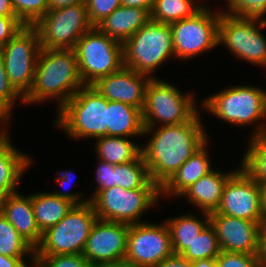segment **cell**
<instances>
[{"instance_id":"obj_22","label":"cell","mask_w":266,"mask_h":267,"mask_svg":"<svg viewBox=\"0 0 266 267\" xmlns=\"http://www.w3.org/2000/svg\"><path fill=\"white\" fill-rule=\"evenodd\" d=\"M150 19L151 14L145 9L119 6L96 27L102 33L123 44Z\"/></svg>"},{"instance_id":"obj_6","label":"cell","mask_w":266,"mask_h":267,"mask_svg":"<svg viewBox=\"0 0 266 267\" xmlns=\"http://www.w3.org/2000/svg\"><path fill=\"white\" fill-rule=\"evenodd\" d=\"M194 96L182 93L168 81L151 78L146 86L142 109L144 128L190 122L199 113Z\"/></svg>"},{"instance_id":"obj_18","label":"cell","mask_w":266,"mask_h":267,"mask_svg":"<svg viewBox=\"0 0 266 267\" xmlns=\"http://www.w3.org/2000/svg\"><path fill=\"white\" fill-rule=\"evenodd\" d=\"M150 80L148 75L123 66L119 71L100 78L92 86L109 101L122 102L142 110Z\"/></svg>"},{"instance_id":"obj_49","label":"cell","mask_w":266,"mask_h":267,"mask_svg":"<svg viewBox=\"0 0 266 267\" xmlns=\"http://www.w3.org/2000/svg\"><path fill=\"white\" fill-rule=\"evenodd\" d=\"M94 267H136L129 263L128 261L121 260V261H116V262H111V263H102V264H96Z\"/></svg>"},{"instance_id":"obj_46","label":"cell","mask_w":266,"mask_h":267,"mask_svg":"<svg viewBox=\"0 0 266 267\" xmlns=\"http://www.w3.org/2000/svg\"><path fill=\"white\" fill-rule=\"evenodd\" d=\"M0 16H16L11 0H0Z\"/></svg>"},{"instance_id":"obj_42","label":"cell","mask_w":266,"mask_h":267,"mask_svg":"<svg viewBox=\"0 0 266 267\" xmlns=\"http://www.w3.org/2000/svg\"><path fill=\"white\" fill-rule=\"evenodd\" d=\"M156 267H192V262L184 258L182 255L173 254L165 258Z\"/></svg>"},{"instance_id":"obj_52","label":"cell","mask_w":266,"mask_h":267,"mask_svg":"<svg viewBox=\"0 0 266 267\" xmlns=\"http://www.w3.org/2000/svg\"><path fill=\"white\" fill-rule=\"evenodd\" d=\"M9 123L10 122H0V140L3 139L8 134L9 130L7 128L8 126H6V125Z\"/></svg>"},{"instance_id":"obj_16","label":"cell","mask_w":266,"mask_h":267,"mask_svg":"<svg viewBox=\"0 0 266 267\" xmlns=\"http://www.w3.org/2000/svg\"><path fill=\"white\" fill-rule=\"evenodd\" d=\"M129 225L97 219L82 255L93 265L125 259Z\"/></svg>"},{"instance_id":"obj_47","label":"cell","mask_w":266,"mask_h":267,"mask_svg":"<svg viewBox=\"0 0 266 267\" xmlns=\"http://www.w3.org/2000/svg\"><path fill=\"white\" fill-rule=\"evenodd\" d=\"M85 0H48L49 8L56 9L59 7H65L76 3L84 2Z\"/></svg>"},{"instance_id":"obj_21","label":"cell","mask_w":266,"mask_h":267,"mask_svg":"<svg viewBox=\"0 0 266 267\" xmlns=\"http://www.w3.org/2000/svg\"><path fill=\"white\" fill-rule=\"evenodd\" d=\"M208 142L209 140L160 188V198H179L187 188L214 169L208 154Z\"/></svg>"},{"instance_id":"obj_31","label":"cell","mask_w":266,"mask_h":267,"mask_svg":"<svg viewBox=\"0 0 266 267\" xmlns=\"http://www.w3.org/2000/svg\"><path fill=\"white\" fill-rule=\"evenodd\" d=\"M116 186L124 189L143 188L151 179L142 154L133 161L114 165Z\"/></svg>"},{"instance_id":"obj_36","label":"cell","mask_w":266,"mask_h":267,"mask_svg":"<svg viewBox=\"0 0 266 267\" xmlns=\"http://www.w3.org/2000/svg\"><path fill=\"white\" fill-rule=\"evenodd\" d=\"M37 267H94L82 254L35 255Z\"/></svg>"},{"instance_id":"obj_20","label":"cell","mask_w":266,"mask_h":267,"mask_svg":"<svg viewBox=\"0 0 266 267\" xmlns=\"http://www.w3.org/2000/svg\"><path fill=\"white\" fill-rule=\"evenodd\" d=\"M1 213L34 249L40 244L42 233L34 216L31 194L11 193Z\"/></svg>"},{"instance_id":"obj_38","label":"cell","mask_w":266,"mask_h":267,"mask_svg":"<svg viewBox=\"0 0 266 267\" xmlns=\"http://www.w3.org/2000/svg\"><path fill=\"white\" fill-rule=\"evenodd\" d=\"M216 260L219 267H260L258 254L221 251Z\"/></svg>"},{"instance_id":"obj_27","label":"cell","mask_w":266,"mask_h":267,"mask_svg":"<svg viewBox=\"0 0 266 267\" xmlns=\"http://www.w3.org/2000/svg\"><path fill=\"white\" fill-rule=\"evenodd\" d=\"M95 141L97 158L113 165L136 160L142 154V146L129 137L102 136Z\"/></svg>"},{"instance_id":"obj_9","label":"cell","mask_w":266,"mask_h":267,"mask_svg":"<svg viewBox=\"0 0 266 267\" xmlns=\"http://www.w3.org/2000/svg\"><path fill=\"white\" fill-rule=\"evenodd\" d=\"M74 51L84 85H93L123 67L122 44L96 26L77 41Z\"/></svg>"},{"instance_id":"obj_37","label":"cell","mask_w":266,"mask_h":267,"mask_svg":"<svg viewBox=\"0 0 266 267\" xmlns=\"http://www.w3.org/2000/svg\"><path fill=\"white\" fill-rule=\"evenodd\" d=\"M90 23L96 26L115 9L121 6V0H85Z\"/></svg>"},{"instance_id":"obj_14","label":"cell","mask_w":266,"mask_h":267,"mask_svg":"<svg viewBox=\"0 0 266 267\" xmlns=\"http://www.w3.org/2000/svg\"><path fill=\"white\" fill-rule=\"evenodd\" d=\"M173 254L170 231L165 221L129 225L125 260L132 265L156 267Z\"/></svg>"},{"instance_id":"obj_26","label":"cell","mask_w":266,"mask_h":267,"mask_svg":"<svg viewBox=\"0 0 266 267\" xmlns=\"http://www.w3.org/2000/svg\"><path fill=\"white\" fill-rule=\"evenodd\" d=\"M36 223L41 233L57 224L74 206L69 200L51 192L31 194Z\"/></svg>"},{"instance_id":"obj_11","label":"cell","mask_w":266,"mask_h":267,"mask_svg":"<svg viewBox=\"0 0 266 267\" xmlns=\"http://www.w3.org/2000/svg\"><path fill=\"white\" fill-rule=\"evenodd\" d=\"M220 14L221 9L215 12L205 5L194 16L170 24L175 58L187 61L219 47Z\"/></svg>"},{"instance_id":"obj_39","label":"cell","mask_w":266,"mask_h":267,"mask_svg":"<svg viewBox=\"0 0 266 267\" xmlns=\"http://www.w3.org/2000/svg\"><path fill=\"white\" fill-rule=\"evenodd\" d=\"M99 160V165L96 169V188L94 187L93 194L90 195V199L92 200L101 190L108 189L113 186H116L115 182V168L113 164H110L108 162Z\"/></svg>"},{"instance_id":"obj_43","label":"cell","mask_w":266,"mask_h":267,"mask_svg":"<svg viewBox=\"0 0 266 267\" xmlns=\"http://www.w3.org/2000/svg\"><path fill=\"white\" fill-rule=\"evenodd\" d=\"M258 259L260 267H266V222L261 225L260 229Z\"/></svg>"},{"instance_id":"obj_28","label":"cell","mask_w":266,"mask_h":267,"mask_svg":"<svg viewBox=\"0 0 266 267\" xmlns=\"http://www.w3.org/2000/svg\"><path fill=\"white\" fill-rule=\"evenodd\" d=\"M198 0H155L151 20L172 24L198 13L206 4ZM199 3V4H197Z\"/></svg>"},{"instance_id":"obj_24","label":"cell","mask_w":266,"mask_h":267,"mask_svg":"<svg viewBox=\"0 0 266 267\" xmlns=\"http://www.w3.org/2000/svg\"><path fill=\"white\" fill-rule=\"evenodd\" d=\"M107 136L142 137V110L122 102L107 100Z\"/></svg>"},{"instance_id":"obj_35","label":"cell","mask_w":266,"mask_h":267,"mask_svg":"<svg viewBox=\"0 0 266 267\" xmlns=\"http://www.w3.org/2000/svg\"><path fill=\"white\" fill-rule=\"evenodd\" d=\"M226 5L230 15L266 22V0H230Z\"/></svg>"},{"instance_id":"obj_4","label":"cell","mask_w":266,"mask_h":267,"mask_svg":"<svg viewBox=\"0 0 266 267\" xmlns=\"http://www.w3.org/2000/svg\"><path fill=\"white\" fill-rule=\"evenodd\" d=\"M107 99L92 85H84L59 110L54 122L70 139L107 136Z\"/></svg>"},{"instance_id":"obj_13","label":"cell","mask_w":266,"mask_h":267,"mask_svg":"<svg viewBox=\"0 0 266 267\" xmlns=\"http://www.w3.org/2000/svg\"><path fill=\"white\" fill-rule=\"evenodd\" d=\"M40 50L34 26H24L0 48L8 80L23 97L32 87Z\"/></svg>"},{"instance_id":"obj_44","label":"cell","mask_w":266,"mask_h":267,"mask_svg":"<svg viewBox=\"0 0 266 267\" xmlns=\"http://www.w3.org/2000/svg\"><path fill=\"white\" fill-rule=\"evenodd\" d=\"M26 258L8 257L0 254V267H33L35 263H25Z\"/></svg>"},{"instance_id":"obj_23","label":"cell","mask_w":266,"mask_h":267,"mask_svg":"<svg viewBox=\"0 0 266 267\" xmlns=\"http://www.w3.org/2000/svg\"><path fill=\"white\" fill-rule=\"evenodd\" d=\"M10 138L7 134L0 140V186L11 194L18 191L20 180L33 159L16 149Z\"/></svg>"},{"instance_id":"obj_19","label":"cell","mask_w":266,"mask_h":267,"mask_svg":"<svg viewBox=\"0 0 266 267\" xmlns=\"http://www.w3.org/2000/svg\"><path fill=\"white\" fill-rule=\"evenodd\" d=\"M240 168L223 172L213 169L187 188L179 197H184L188 203L195 205L200 212H216L220 206L223 190L228 179Z\"/></svg>"},{"instance_id":"obj_2","label":"cell","mask_w":266,"mask_h":267,"mask_svg":"<svg viewBox=\"0 0 266 267\" xmlns=\"http://www.w3.org/2000/svg\"><path fill=\"white\" fill-rule=\"evenodd\" d=\"M83 86L74 49H41L33 84L24 96V104L30 106L55 99L59 110Z\"/></svg>"},{"instance_id":"obj_40","label":"cell","mask_w":266,"mask_h":267,"mask_svg":"<svg viewBox=\"0 0 266 267\" xmlns=\"http://www.w3.org/2000/svg\"><path fill=\"white\" fill-rule=\"evenodd\" d=\"M58 173H59V176L56 178V181H57V183H58V185H60V187H62L63 188V190H66V189H68L66 186H72V184H71V182H72V180L74 179L73 178V171H70V170H67V169H65V171L63 170V172H61L60 170L58 171ZM62 173V174H61ZM76 177V176H75ZM71 186H70V188H71ZM51 193L52 194H54V195H56V196H59L60 198H64V199H67V200H69L71 203H73L74 205H84V204H86V203H88V202H90L91 201V199L90 198H87V199H83L82 197L83 196H81L82 194H81V192L80 193H76V192H68V191H64V192H62V191H51ZM80 198H81V200H80Z\"/></svg>"},{"instance_id":"obj_1","label":"cell","mask_w":266,"mask_h":267,"mask_svg":"<svg viewBox=\"0 0 266 267\" xmlns=\"http://www.w3.org/2000/svg\"><path fill=\"white\" fill-rule=\"evenodd\" d=\"M200 112L190 121L144 128L149 136L141 147L150 179L161 188L172 175L208 140ZM151 135V137H150Z\"/></svg>"},{"instance_id":"obj_12","label":"cell","mask_w":266,"mask_h":267,"mask_svg":"<svg viewBox=\"0 0 266 267\" xmlns=\"http://www.w3.org/2000/svg\"><path fill=\"white\" fill-rule=\"evenodd\" d=\"M266 22L247 20L221 10L218 46L224 45L237 59L266 68V37L260 32Z\"/></svg>"},{"instance_id":"obj_41","label":"cell","mask_w":266,"mask_h":267,"mask_svg":"<svg viewBox=\"0 0 266 267\" xmlns=\"http://www.w3.org/2000/svg\"><path fill=\"white\" fill-rule=\"evenodd\" d=\"M24 26L16 16H0V48Z\"/></svg>"},{"instance_id":"obj_45","label":"cell","mask_w":266,"mask_h":267,"mask_svg":"<svg viewBox=\"0 0 266 267\" xmlns=\"http://www.w3.org/2000/svg\"><path fill=\"white\" fill-rule=\"evenodd\" d=\"M154 1L155 0H121V6L145 9L151 14Z\"/></svg>"},{"instance_id":"obj_29","label":"cell","mask_w":266,"mask_h":267,"mask_svg":"<svg viewBox=\"0 0 266 267\" xmlns=\"http://www.w3.org/2000/svg\"><path fill=\"white\" fill-rule=\"evenodd\" d=\"M240 168L260 186L266 185V135L251 137Z\"/></svg>"},{"instance_id":"obj_48","label":"cell","mask_w":266,"mask_h":267,"mask_svg":"<svg viewBox=\"0 0 266 267\" xmlns=\"http://www.w3.org/2000/svg\"><path fill=\"white\" fill-rule=\"evenodd\" d=\"M192 267H219L215 259H205L192 262Z\"/></svg>"},{"instance_id":"obj_50","label":"cell","mask_w":266,"mask_h":267,"mask_svg":"<svg viewBox=\"0 0 266 267\" xmlns=\"http://www.w3.org/2000/svg\"><path fill=\"white\" fill-rule=\"evenodd\" d=\"M9 195L10 193L4 187L0 186V213Z\"/></svg>"},{"instance_id":"obj_33","label":"cell","mask_w":266,"mask_h":267,"mask_svg":"<svg viewBox=\"0 0 266 267\" xmlns=\"http://www.w3.org/2000/svg\"><path fill=\"white\" fill-rule=\"evenodd\" d=\"M16 100L24 104V97L8 80L5 64L0 54V122H10Z\"/></svg>"},{"instance_id":"obj_34","label":"cell","mask_w":266,"mask_h":267,"mask_svg":"<svg viewBox=\"0 0 266 267\" xmlns=\"http://www.w3.org/2000/svg\"><path fill=\"white\" fill-rule=\"evenodd\" d=\"M16 17L25 26H34L50 9L48 0H11Z\"/></svg>"},{"instance_id":"obj_17","label":"cell","mask_w":266,"mask_h":267,"mask_svg":"<svg viewBox=\"0 0 266 267\" xmlns=\"http://www.w3.org/2000/svg\"><path fill=\"white\" fill-rule=\"evenodd\" d=\"M221 251L258 254L259 234L264 222L248 221L212 212L209 214Z\"/></svg>"},{"instance_id":"obj_15","label":"cell","mask_w":266,"mask_h":267,"mask_svg":"<svg viewBox=\"0 0 266 267\" xmlns=\"http://www.w3.org/2000/svg\"><path fill=\"white\" fill-rule=\"evenodd\" d=\"M216 213L248 221L265 222L261 186L239 168L225 184Z\"/></svg>"},{"instance_id":"obj_25","label":"cell","mask_w":266,"mask_h":267,"mask_svg":"<svg viewBox=\"0 0 266 267\" xmlns=\"http://www.w3.org/2000/svg\"><path fill=\"white\" fill-rule=\"evenodd\" d=\"M200 213L203 218L201 220L191 213L165 220L170 231L174 254L181 255L195 240L198 234L210 223L209 213Z\"/></svg>"},{"instance_id":"obj_5","label":"cell","mask_w":266,"mask_h":267,"mask_svg":"<svg viewBox=\"0 0 266 267\" xmlns=\"http://www.w3.org/2000/svg\"><path fill=\"white\" fill-rule=\"evenodd\" d=\"M122 54L124 67L155 78L156 69L175 58L170 25L150 19L122 44Z\"/></svg>"},{"instance_id":"obj_10","label":"cell","mask_w":266,"mask_h":267,"mask_svg":"<svg viewBox=\"0 0 266 267\" xmlns=\"http://www.w3.org/2000/svg\"><path fill=\"white\" fill-rule=\"evenodd\" d=\"M34 27L39 33L41 49L58 50L74 49L77 41L93 25L88 19L84 1L49 9Z\"/></svg>"},{"instance_id":"obj_51","label":"cell","mask_w":266,"mask_h":267,"mask_svg":"<svg viewBox=\"0 0 266 267\" xmlns=\"http://www.w3.org/2000/svg\"><path fill=\"white\" fill-rule=\"evenodd\" d=\"M262 212L266 222V185L261 186Z\"/></svg>"},{"instance_id":"obj_7","label":"cell","mask_w":266,"mask_h":267,"mask_svg":"<svg viewBox=\"0 0 266 267\" xmlns=\"http://www.w3.org/2000/svg\"><path fill=\"white\" fill-rule=\"evenodd\" d=\"M160 200V188L150 180L143 188L113 186L103 189L90 202L97 219L131 225L145 222L141 221V216Z\"/></svg>"},{"instance_id":"obj_8","label":"cell","mask_w":266,"mask_h":267,"mask_svg":"<svg viewBox=\"0 0 266 267\" xmlns=\"http://www.w3.org/2000/svg\"><path fill=\"white\" fill-rule=\"evenodd\" d=\"M96 220L91 202L74 205L57 224L42 233L35 255L82 254Z\"/></svg>"},{"instance_id":"obj_30","label":"cell","mask_w":266,"mask_h":267,"mask_svg":"<svg viewBox=\"0 0 266 267\" xmlns=\"http://www.w3.org/2000/svg\"><path fill=\"white\" fill-rule=\"evenodd\" d=\"M0 254L8 257L25 258L35 263V249L17 232L0 213Z\"/></svg>"},{"instance_id":"obj_3","label":"cell","mask_w":266,"mask_h":267,"mask_svg":"<svg viewBox=\"0 0 266 267\" xmlns=\"http://www.w3.org/2000/svg\"><path fill=\"white\" fill-rule=\"evenodd\" d=\"M199 107L233 126L256 124L249 137L266 135V91L258 86L235 85L201 101ZM265 120L264 122L262 120ZM262 122H261V121ZM260 124V125H259Z\"/></svg>"},{"instance_id":"obj_32","label":"cell","mask_w":266,"mask_h":267,"mask_svg":"<svg viewBox=\"0 0 266 267\" xmlns=\"http://www.w3.org/2000/svg\"><path fill=\"white\" fill-rule=\"evenodd\" d=\"M220 252L221 248L216 232L209 223L181 255L190 262H194L215 259Z\"/></svg>"}]
</instances>
